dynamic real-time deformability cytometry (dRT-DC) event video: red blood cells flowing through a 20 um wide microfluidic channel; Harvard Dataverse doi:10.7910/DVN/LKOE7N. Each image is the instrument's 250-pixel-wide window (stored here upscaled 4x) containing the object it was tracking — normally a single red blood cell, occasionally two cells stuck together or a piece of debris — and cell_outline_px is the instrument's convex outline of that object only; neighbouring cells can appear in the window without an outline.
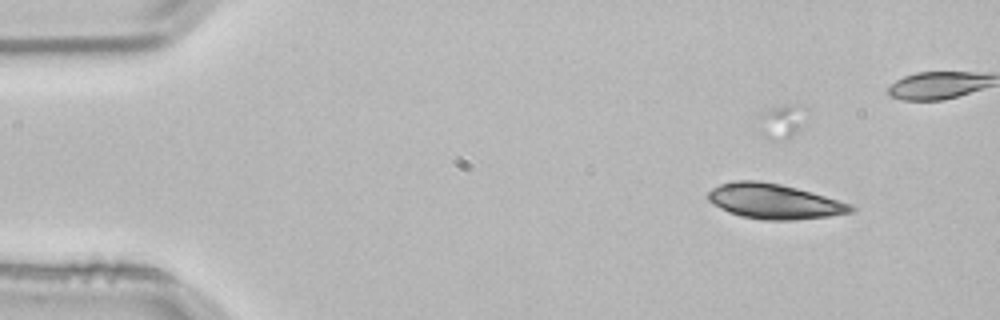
{"species": "common noctule bat (a hibernating species)", "species_latin": "Nyctalus noctula", "temperature_condition": "room temperature", "stored_images_in_passage": 4, "camera_frame_rate_fps": 3000, "um_per_image_px": 0.085, "animal": {"sex": "male", "body_mass_g": 21.5, "forearm_length_mm": 52.0}, "frame": {"image": 1, "passage_image": 1, "time_ms": 0.0, "image_size_px": [1000, 320], "cell_outline_px": [[856, 208], [852, 212], [828, 216], [792, 220], [760, 220], [740, 216], [728, 212], [712, 204], [708, 200], [708, 192], [712, 188], [720, 184], [736, 180], [760, 180], [780, 184], [796, 188], [852, 204]], "centroid_in_image_um": [65.77, 17.12], "position_along_channel_um": 19.2, "area_um2": 29.13}}